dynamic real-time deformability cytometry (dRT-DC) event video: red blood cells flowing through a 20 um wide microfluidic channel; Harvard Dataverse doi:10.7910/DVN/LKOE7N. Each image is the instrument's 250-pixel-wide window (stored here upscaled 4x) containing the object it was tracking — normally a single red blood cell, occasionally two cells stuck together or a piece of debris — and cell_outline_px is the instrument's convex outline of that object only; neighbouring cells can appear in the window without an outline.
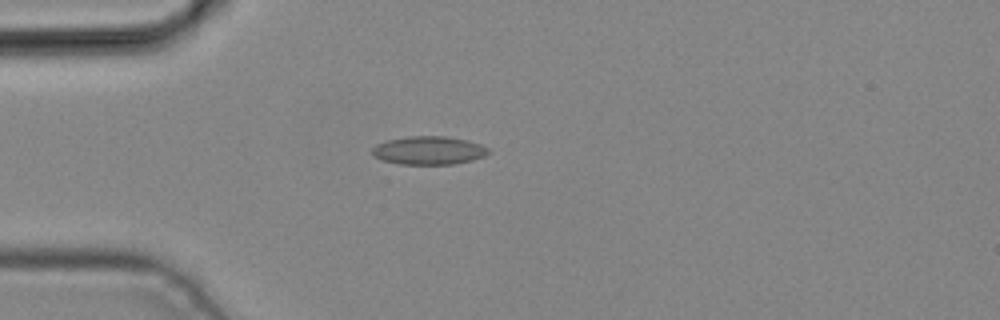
{"species": "common noctule bat (a hibernating species)", "species_latin": "Nyctalus noctula", "temperature_condition": "cold", "stored_images_in_passage": 2, "camera_frame_rate_fps": 3000, "um_per_image_px": 0.085, "animal": {"sex": "male", "body_mass_g": 19.2, "forearm_length_mm": 51.8}, "frame": {"image": 1, "passage_image": 1, "time_ms": 0.0, "image_size_px": [1000, 320], "cell_outline_px": [[488, 152], [484, 156], [472, 160], [452, 164], [400, 164], [380, 160], [372, 152], [372, 148], [376, 144], [388, 140], [408, 136], [444, 136], [468, 140], [480, 144], [488, 148]], "centroid_in_image_um": [36.43, 12.78], "position_along_channel_um": 48.6, "area_um2": 19.07}}
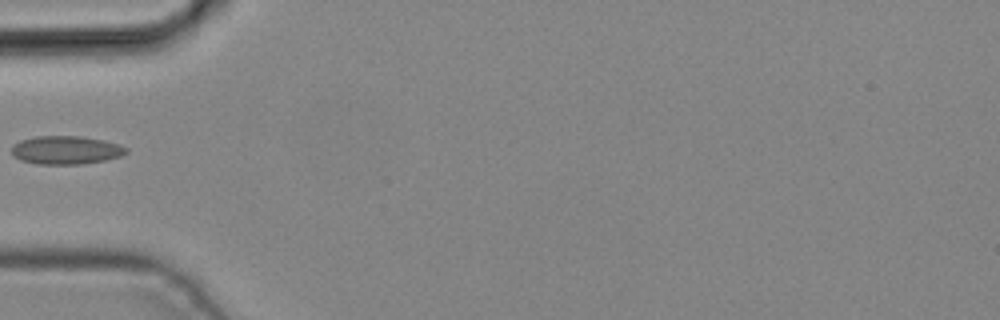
{"frame": {"image": 2, "passage_image": 2, "time_ms": 0.333, "image_size_px": [1000, 320], "cell_outline_px": [[128, 152], [120, 156], [104, 160], [80, 164], [36, 164], [20, 160], [12, 156], [12, 144], [20, 140], [36, 136], [80, 136], [104, 140], [120, 144], [128, 148]], "centroid_in_image_um": [5.59, 12.75], "position_along_channel_um": 79.4, "area_um2": 19.07}}